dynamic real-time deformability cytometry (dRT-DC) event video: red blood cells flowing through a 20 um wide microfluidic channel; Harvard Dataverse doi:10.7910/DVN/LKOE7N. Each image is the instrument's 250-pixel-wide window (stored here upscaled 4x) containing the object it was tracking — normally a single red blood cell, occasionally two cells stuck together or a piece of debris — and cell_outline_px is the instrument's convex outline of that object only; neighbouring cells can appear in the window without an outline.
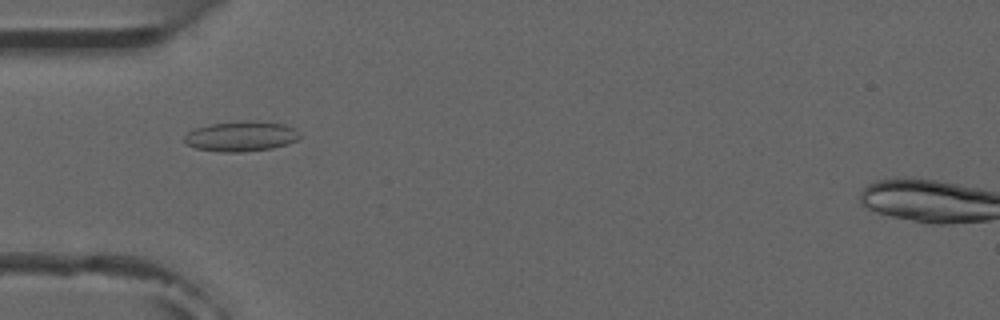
{"species": "common noctule bat (a hibernating species)", "species_latin": "Nyctalus noctula", "temperature_condition": "room temperature", "stored_images_in_passage": 7, "camera_frame_rate_fps": 3000, "um_per_image_px": 0.085, "animal": {"sex": "male", "forearm_length_mm": 52.5}, "frame": {"image": 1, "passage_image": 5, "time_ms": 4.667, "image_size_px": [1000, 320], "cell_outline_px": [[300, 136], [296, 140], [288, 144], [272, 148], [240, 152], [220, 152], [196, 148], [184, 144], [184, 136], [188, 132], [196, 128], [208, 124], [248, 120], [252, 120], [284, 124], [296, 128]], "centroid_in_image_um": [20.48, 11.58], "position_along_channel_um": 64.5, "area_um2": 20.4}}
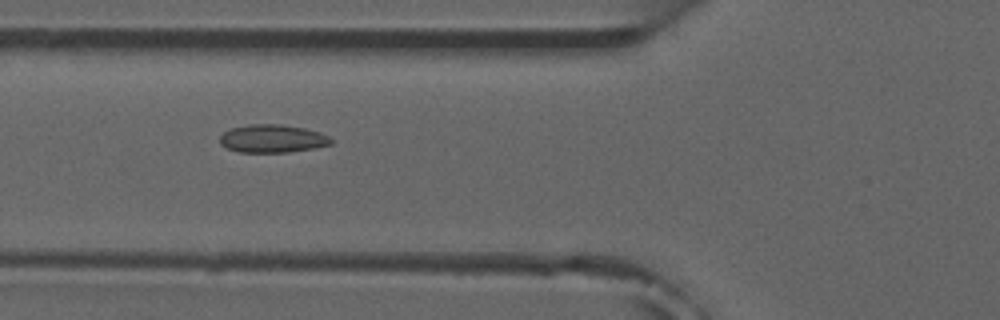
{"frame": {"image": 2, "passage_image": 6, "time_ms": 5.667, "image_size_px": [1000, 320], "cell_outline_px": [[332, 144], [312, 148], [288, 152], [240, 152], [228, 148], [220, 144], [220, 136], [224, 132], [232, 128], [248, 124], [280, 124], [304, 128], [320, 132], [328, 136], [332, 140]], "centroid_in_image_um": [23.15, 11.77], "position_along_channel_um": 102.6, "area_um2": 18.03}}
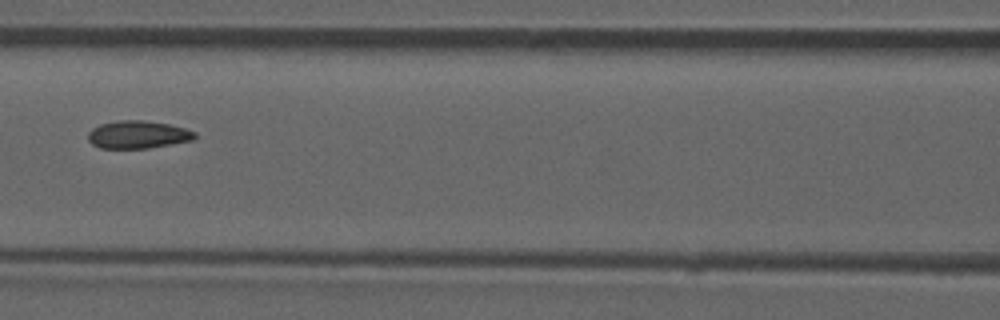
{"frame": {"image": 3, "passage_image": 7, "time_ms": 7.0, "image_size_px": [1000, 320], "cell_outline_px": [[196, 136], [192, 140], [148, 148], [100, 148], [92, 144], [88, 140], [88, 132], [92, 128], [100, 124], [116, 120], [144, 120], [168, 124], [184, 128], [196, 132]], "centroid_in_image_um": [11.68, 11.43], "position_along_channel_um": 154.9, "area_um2": 17.22}}